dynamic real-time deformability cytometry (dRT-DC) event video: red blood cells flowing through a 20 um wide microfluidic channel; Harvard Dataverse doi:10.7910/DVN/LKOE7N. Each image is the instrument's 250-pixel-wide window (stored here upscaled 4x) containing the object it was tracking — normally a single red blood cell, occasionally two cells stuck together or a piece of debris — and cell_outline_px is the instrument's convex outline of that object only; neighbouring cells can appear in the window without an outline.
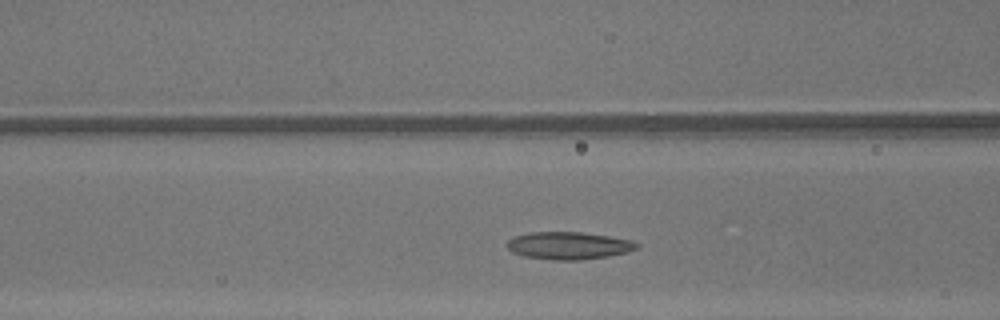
{"species": "common noctule bat (a hibernating species)", "species_latin": "Nyctalus noctula", "temperature_condition": "warm", "stored_images_in_passage": 29, "camera_frame_rate_fps": 3000, "um_per_image_px": 0.085, "animal": {"sex": "male", "body_mass_g": 13.3}, "frame": {"image": 1, "passage_image": 10, "time_ms": 3.0, "image_size_px": [1000, 320], "cell_outline_px": [[640, 248], [628, 252], [608, 256], [580, 260], [556, 260], [524, 256], [512, 252], [504, 244], [508, 240], [516, 236], [528, 232], [580, 232], [608, 236], [632, 240], [640, 244]], "centroid_in_image_um": [48.35, 20.87], "position_along_channel_um": 118.2, "area_um2": 20.87}}
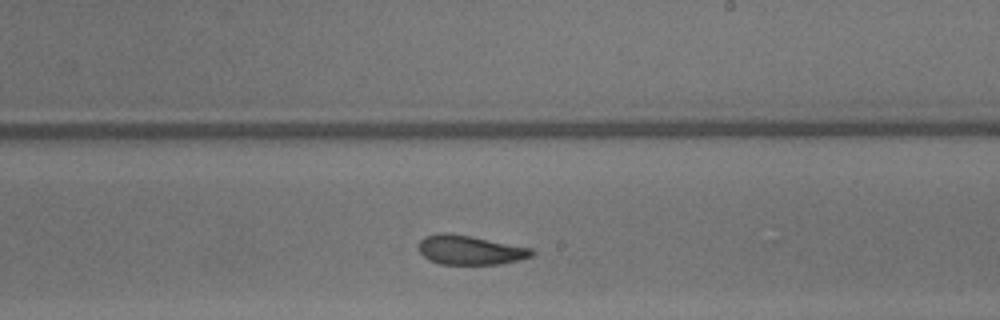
{"frame": {"image": 2, "passage_image": 19, "time_ms": 6.0, "image_size_px": [1000, 320], "cell_outline_px": [[536, 252], [532, 256], [520, 260], [500, 264], [440, 264], [428, 260], [420, 252], [420, 240], [424, 236], [440, 232], [448, 232], [472, 236], [532, 248]], "centroid_in_image_um": [39.97, 21.24], "position_along_channel_um": 249.0, "area_um2": 19.48}}
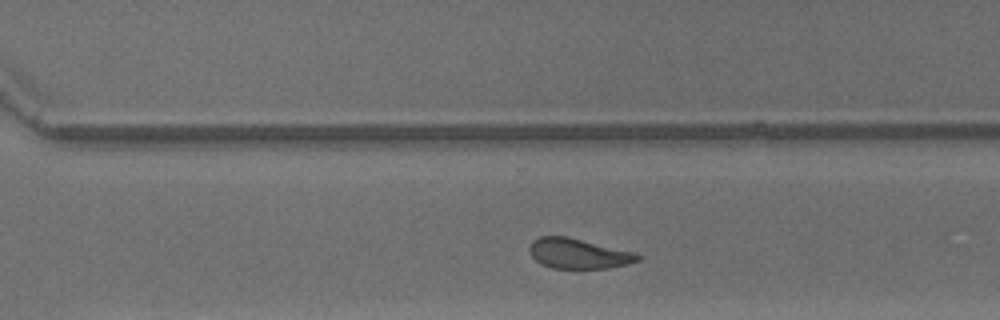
{"frame": {"image": 3, "passage_image": 24, "time_ms": 7.667, "image_size_px": [1000, 320], "cell_outline_px": [[640, 260], [628, 264], [608, 268], [552, 268], [540, 264], [532, 256], [528, 248], [532, 240], [540, 236], [564, 236], [636, 252], [640, 256]], "centroid_in_image_um": [49.15, 21.55], "position_along_channel_um": 321.4, "area_um2": 18.96}, "authors_computed_cell_mechanics": {"area_um2": 20.1722, "velocity_mm_per_s": 4.3648, "shape_relaxation_time_tau1_ms": 7.201, "shape_relaxation_time_tau2_ms": 1.8917, "deformation_change_tau1": 0.1834, "deformation_change_tau2": 0.0882}}